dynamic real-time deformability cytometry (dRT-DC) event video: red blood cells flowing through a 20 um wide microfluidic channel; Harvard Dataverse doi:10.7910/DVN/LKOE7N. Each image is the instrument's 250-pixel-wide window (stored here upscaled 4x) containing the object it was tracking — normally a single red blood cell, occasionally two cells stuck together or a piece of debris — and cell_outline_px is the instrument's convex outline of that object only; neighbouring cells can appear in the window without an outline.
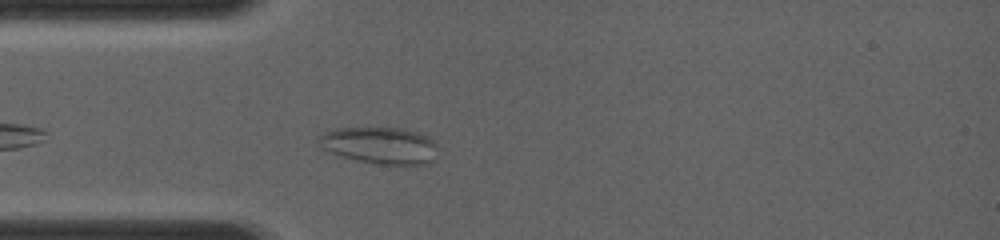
{"species": "common noctule bat (a hibernating species)", "species_latin": "Nyctalus noctula", "temperature_condition": "room temperature", "stored_images_in_passage": 2, "camera_frame_rate_fps": 4000, "um_per_image_px": 0.085, "animal": {"sex": "female", "body_mass_g": 19.0, "forearm_length_mm": 56.7}, "frame": {"image": 1, "passage_image": 2, "time_ms": 1.0, "image_size_px": [1000, 240], "cell_outline_px": [[436, 160], [424, 164], [376, 164], [336, 156], [320, 148], [316, 140], [324, 132], [336, 128], [404, 128], [420, 132], [428, 136], [436, 144]], "centroid_in_image_um": [32.26, 12.36], "position_along_channel_um": 52.7, "area_um2": 26.01}}